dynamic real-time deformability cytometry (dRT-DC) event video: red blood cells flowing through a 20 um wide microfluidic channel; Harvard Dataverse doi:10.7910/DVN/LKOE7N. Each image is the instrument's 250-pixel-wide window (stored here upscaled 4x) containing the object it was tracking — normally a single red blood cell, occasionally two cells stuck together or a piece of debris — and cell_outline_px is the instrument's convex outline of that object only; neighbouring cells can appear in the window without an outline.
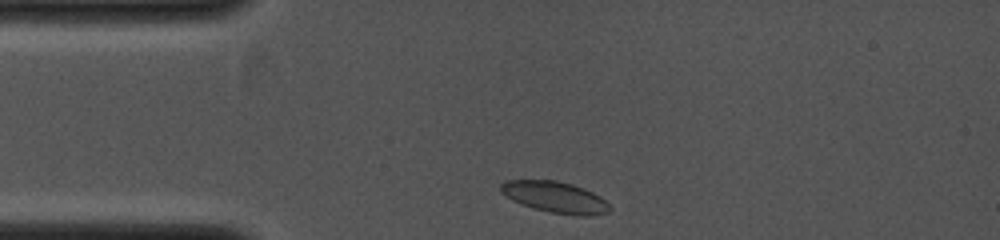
{"species": "common noctule bat (a hibernating species)", "species_latin": "Nyctalus noctula", "temperature_condition": "cold", "stored_images_in_passage": 30, "camera_frame_rate_fps": 4000, "um_per_image_px": 0.085, "animal": {"sex": "female", "body_mass_g": 19.0, "forearm_length_mm": 53.3}, "frame": {"image": 1, "passage_image": 1, "time_ms": 0.0, "image_size_px": [1000, 240], "cell_outline_px": [[612, 212], [588, 216], [580, 216], [552, 212], [532, 208], [512, 200], [500, 192], [500, 184], [508, 180], [556, 180], [572, 184], [584, 188], [600, 196], [612, 208]], "centroid_in_image_um": [47.2, 16.76], "position_along_channel_um": 37.8, "area_um2": 19.88}}
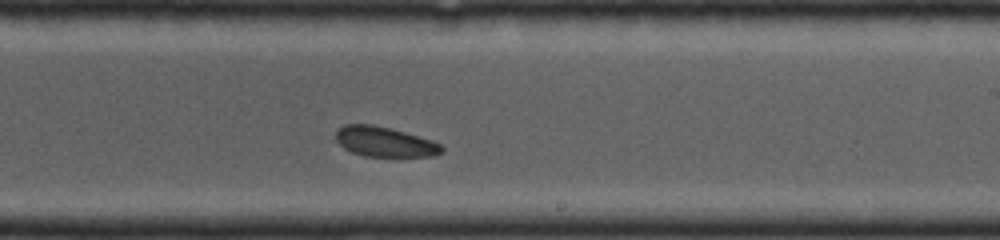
{"frame": {"image": 2, "passage_image": 18, "time_ms": 4.25, "image_size_px": [1000, 240], "cell_outline_px": [[444, 152], [432, 156], [396, 160], [364, 156], [352, 152], [344, 148], [336, 140], [336, 132], [344, 124], [372, 124], [392, 128], [432, 140], [440, 144], [444, 148]], "centroid_in_image_um": [32.76, 12.11], "position_along_channel_um": 256.2, "area_um2": 19.48}}
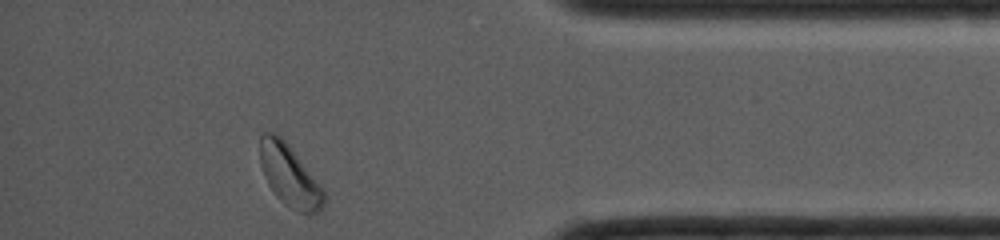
{"frame": {"image": 3, "passage_image": 30, "time_ms": 7.25, "image_size_px": [1000, 240], "cell_outline_px": [[324, 204], [320, 212], [308, 216], [288, 208], [276, 196], [268, 184], [260, 164], [260, 136], [264, 132], [276, 132], [288, 144], [324, 188]], "centroid_in_image_um": [24.63, 14.97], "position_along_channel_um": 410.6, "area_um2": 23.29}}